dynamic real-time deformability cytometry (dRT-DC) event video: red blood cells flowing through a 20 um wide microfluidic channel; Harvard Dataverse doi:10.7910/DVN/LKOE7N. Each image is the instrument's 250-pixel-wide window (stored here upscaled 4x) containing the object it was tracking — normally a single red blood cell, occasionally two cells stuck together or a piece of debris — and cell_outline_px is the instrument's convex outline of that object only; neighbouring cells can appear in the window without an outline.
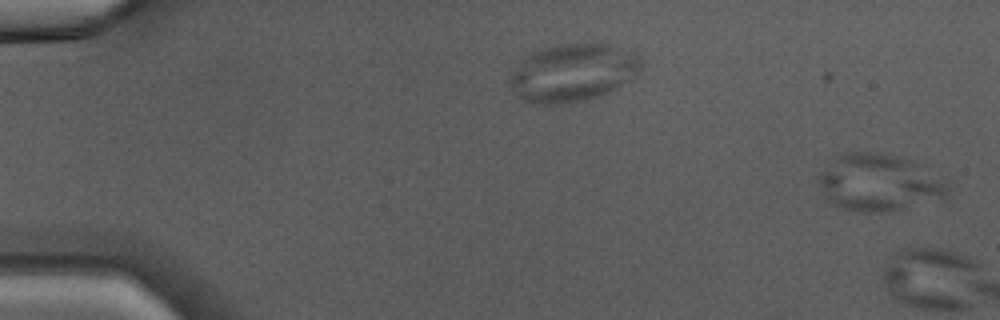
{"species": "Egyptian fruit bat (a non-hibernating species)", "species_latin": "Rousettus aegyptiacus", "temperature_condition": "warm", "stored_images_in_passage": 3, "camera_frame_rate_fps": 3000, "um_per_image_px": 0.085, "animal": {"sex": "male"}, "frame": {"image": 1, "passage_image": 1, "time_ms": 0.0, "image_size_px": [1000, 320], "cell_outline_px": [[948, 196], [944, 200], [892, 212], [852, 212], [840, 208], [832, 204], [828, 200], [816, 180], [816, 176], [828, 164], [844, 152], [880, 152], [924, 160], [948, 180]], "centroid_in_image_um": [74.87, 15.51], "position_along_channel_um": 10.1, "area_um2": 45.2}}